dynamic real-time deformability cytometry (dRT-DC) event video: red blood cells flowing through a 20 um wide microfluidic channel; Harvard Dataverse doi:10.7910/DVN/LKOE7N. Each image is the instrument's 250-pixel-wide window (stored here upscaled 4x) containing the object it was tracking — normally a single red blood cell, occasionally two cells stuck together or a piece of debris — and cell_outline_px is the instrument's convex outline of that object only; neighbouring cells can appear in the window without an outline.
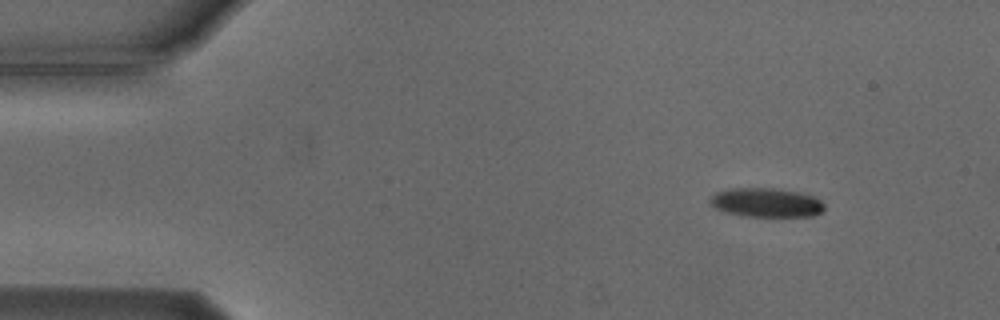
{"species": "Egyptian fruit bat (a non-hibernating species)", "species_latin": "Rousettus aegyptiacus", "temperature_condition": "cold", "stored_images_in_passage": 7, "camera_frame_rate_fps": 3000, "um_per_image_px": 0.085, "animal": {"sex": "male"}, "frame": {"image": 1, "passage_image": 1, "time_ms": 0.0, "image_size_px": [1000, 320], "cell_outline_px": [[824, 208], [820, 212], [812, 216], [744, 216], [724, 212], [708, 204], [708, 200], [716, 192], [728, 188], [776, 188], [800, 192], [812, 196], [820, 200], [824, 204]], "centroid_in_image_um": [65.08, 17.21], "position_along_channel_um": 19.9, "area_um2": 19.48}}
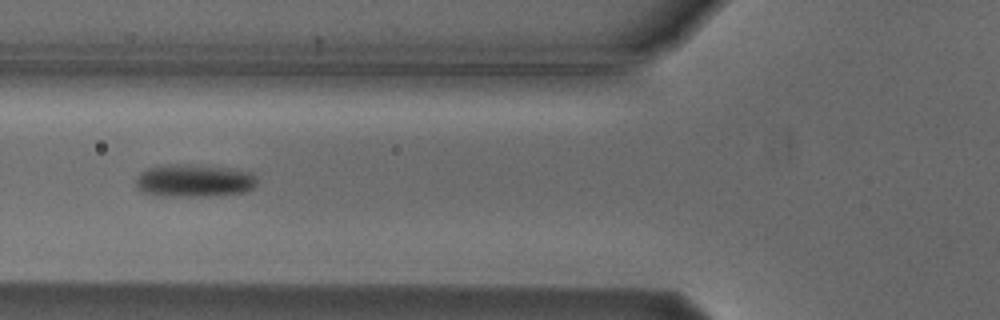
{"frame": {"image": 2, "passage_image": 5, "time_ms": 4.667, "image_size_px": [1000, 320], "cell_outline_px": [[256, 184], [252, 188], [244, 192], [212, 196], [164, 196], [144, 192], [136, 184], [136, 180], [140, 172], [148, 168], [176, 164], [220, 168], [252, 172], [256, 180]], "centroid_in_image_um": [16.5, 15.38], "position_along_channel_um": 109.3, "area_um2": 22.43}}
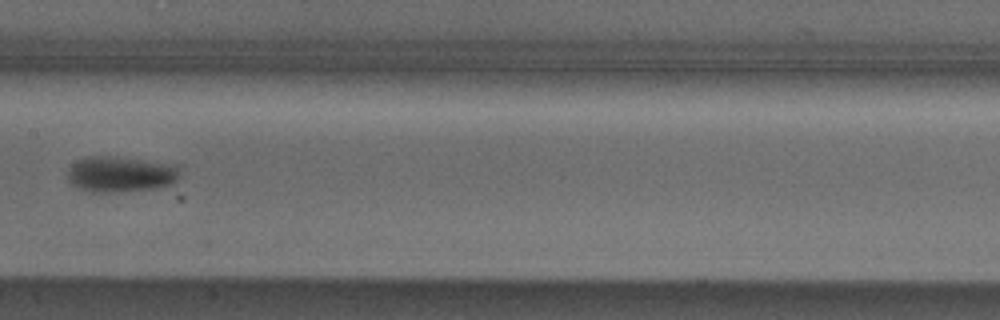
{"frame": {"image": 3, "passage_image": 7, "time_ms": 7.0, "image_size_px": [1000, 320], "cell_outline_px": [[180, 176], [172, 184], [156, 188], [116, 192], [92, 192], [80, 188], [72, 184], [68, 180], [68, 168], [72, 164], [88, 156], [112, 156], [180, 164]], "centroid_in_image_um": [10.31, 14.79], "position_along_channel_um": 197.1, "area_um2": 23.64}}